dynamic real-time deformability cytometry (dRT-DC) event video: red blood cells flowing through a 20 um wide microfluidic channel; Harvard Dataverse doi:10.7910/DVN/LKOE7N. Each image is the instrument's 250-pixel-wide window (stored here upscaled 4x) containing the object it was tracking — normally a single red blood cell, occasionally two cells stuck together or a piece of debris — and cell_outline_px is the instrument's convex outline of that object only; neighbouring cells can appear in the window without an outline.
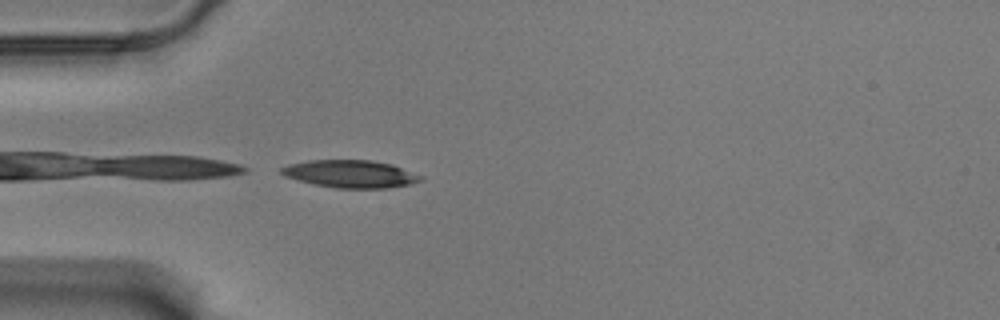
{"species": "Egyptian fruit bat (a non-hibernating species)", "species_latin": "Rousettus aegyptiacus", "temperature_condition": "warm", "stored_images_in_passage": 19, "camera_frame_rate_fps": 3000, "um_per_image_px": 0.085, "animal": {"sex": "male"}, "frame": {"image": 1, "passage_image": 1, "time_ms": 0.0, "image_size_px": [1000, 320], "cell_outline_px": [[424, 180], [412, 184], [388, 188], [336, 188], [312, 184], [284, 176], [280, 172], [280, 168], [288, 164], [308, 160], [372, 160], [392, 164], [424, 176]], "centroid_in_image_um": [29.81, 14.78], "position_along_channel_um": 55.2, "area_um2": 22.66}}
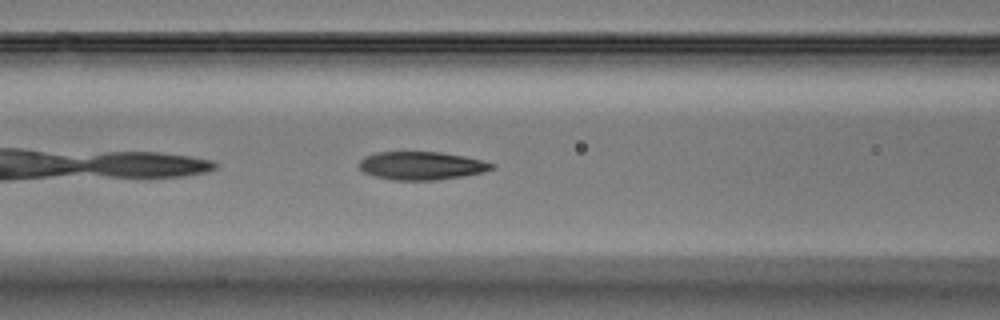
{"frame": {"image": 2, "passage_image": 8, "time_ms": 2.333, "image_size_px": [1000, 320], "cell_outline_px": [[496, 168], [484, 172], [464, 176], [436, 180], [392, 180], [376, 176], [364, 172], [356, 164], [364, 156], [376, 152], [440, 152], [464, 156], [496, 164]], "centroid_in_image_um": [35.83, 14.08], "position_along_channel_um": 130.8, "area_um2": 21.91}}
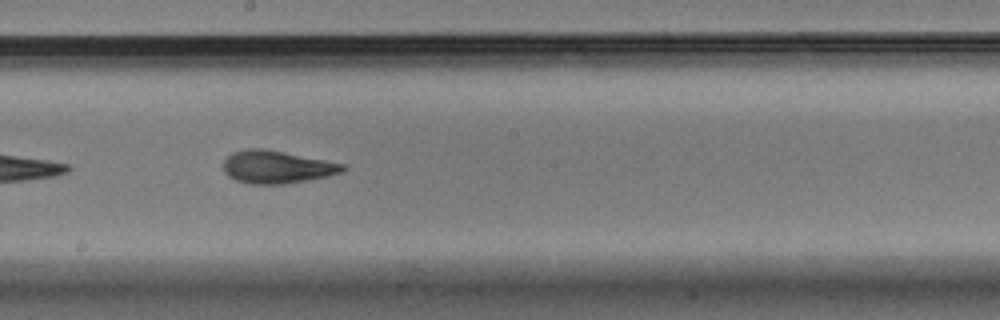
{"frame": {"image": 3, "passage_image": 16, "time_ms": 5.0, "image_size_px": [1000, 320], "cell_outline_px": [[348, 168], [344, 172], [328, 176], [284, 184], [252, 184], [236, 180], [228, 176], [224, 172], [224, 160], [232, 152], [248, 148], [264, 148], [344, 164]], "centroid_in_image_um": [23.53, 14.19], "position_along_channel_um": 224.7, "area_um2": 22.72}}